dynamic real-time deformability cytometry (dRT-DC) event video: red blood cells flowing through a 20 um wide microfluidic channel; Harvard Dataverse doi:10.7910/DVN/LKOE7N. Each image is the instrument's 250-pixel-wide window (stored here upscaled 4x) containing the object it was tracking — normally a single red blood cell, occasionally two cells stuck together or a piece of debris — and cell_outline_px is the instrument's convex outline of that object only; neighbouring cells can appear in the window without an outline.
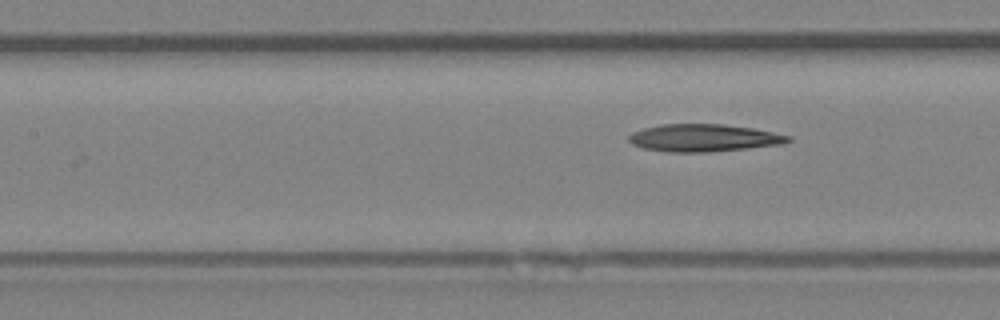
{"species": "Egyptian fruit bat (a non-hibernating species)", "species_latin": "Rousettus aegyptiacus", "temperature_condition": "room temperature", "stored_images_in_passage": 9, "segment_of_instrument_passage": [2, 2], "camera_frame_rate_fps": 3000, "um_per_image_px": 0.085, "animal": {"sex": "female"}, "frame": {"image": 1, "passage_image": 9, "time_ms": 10.0, "image_size_px": [1000, 320], "cell_outline_px": [[792, 140], [784, 144], [748, 148], [708, 152], [668, 152], [644, 148], [632, 144], [628, 140], [628, 136], [632, 132], [644, 128], [660, 124], [724, 124], [752, 128], [792, 136]], "centroid_in_image_um": [59.82, 11.72], "position_along_channel_um": 147.6, "area_um2": 25.55}}